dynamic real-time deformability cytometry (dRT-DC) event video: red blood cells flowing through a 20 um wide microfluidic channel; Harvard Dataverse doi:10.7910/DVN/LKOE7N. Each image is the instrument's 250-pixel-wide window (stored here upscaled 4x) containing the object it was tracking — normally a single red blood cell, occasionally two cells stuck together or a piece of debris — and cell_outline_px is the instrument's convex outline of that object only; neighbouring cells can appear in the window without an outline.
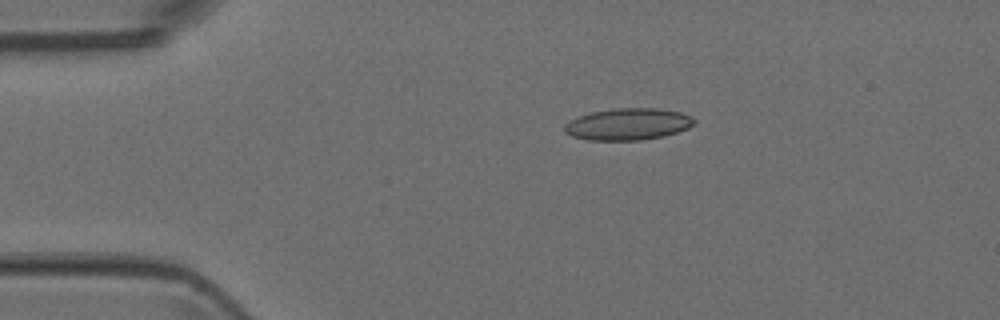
{"species": "Egyptian fruit bat (a non-hibernating species)", "species_latin": "Rousettus aegyptiacus", "temperature_condition": "room temperature", "stored_images_in_passage": 2, "camera_frame_rate_fps": 3000, "um_per_image_px": 0.085, "animal": {"sex": "female"}, "frame": {"image": 1, "passage_image": 1, "time_ms": 0.0, "image_size_px": [1000, 320], "cell_outline_px": [[696, 124], [688, 128], [664, 136], [640, 140], [588, 140], [572, 136], [564, 132], [564, 124], [568, 120], [576, 116], [592, 112], [612, 108], [660, 108], [680, 112], [692, 116], [696, 120]], "centroid_in_image_um": [53.37, 10.54], "position_along_channel_um": 31.6, "area_um2": 24.33}}